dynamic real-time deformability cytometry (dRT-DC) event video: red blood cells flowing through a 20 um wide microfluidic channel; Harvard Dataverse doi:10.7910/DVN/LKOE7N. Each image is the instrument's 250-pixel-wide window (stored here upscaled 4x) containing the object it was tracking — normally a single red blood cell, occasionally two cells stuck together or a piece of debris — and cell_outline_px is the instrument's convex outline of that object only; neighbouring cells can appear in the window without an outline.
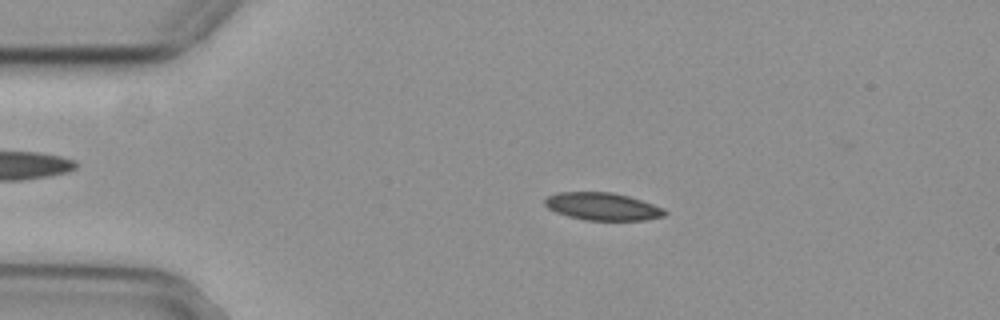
{"species": "common noctule bat (a hibernating species)", "species_latin": "Nyctalus noctula", "temperature_condition": "cold", "stored_images_in_passage": 55, "camera_frame_rate_fps": 3000, "um_per_image_px": 0.085, "animal": {"sex": "female", "body_mass_g": 29.2, "forearm_length_mm": 56.3}, "frame": {"image": 1, "passage_image": 11, "time_ms": 3.333, "image_size_px": [1000, 320], "cell_outline_px": [[668, 212], [664, 216], [644, 220], [584, 220], [568, 216], [556, 212], [548, 208], [544, 204], [544, 200], [548, 196], [556, 192], [612, 192], [628, 196], [664, 208]], "centroid_in_image_um": [51.2, 17.55], "position_along_channel_um": 33.8, "area_um2": 19.25}}
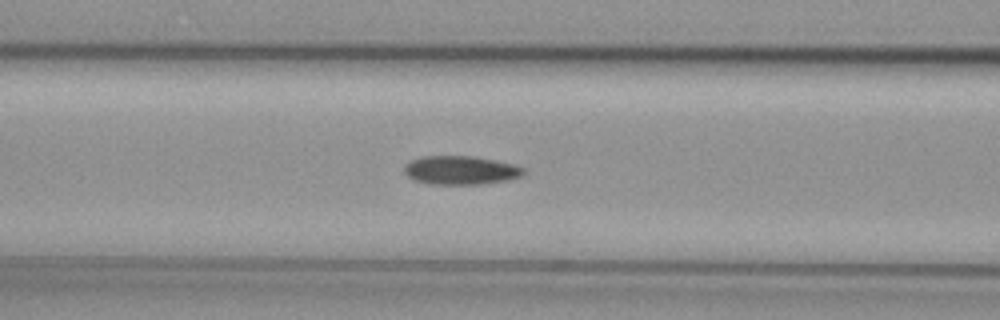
{"frame": {"image": 2, "passage_image": 22, "time_ms": 7.0, "image_size_px": [1000, 320], "cell_outline_px": [[524, 176], [508, 180], [480, 184], [428, 184], [412, 180], [404, 172], [404, 164], [412, 160], [424, 156], [476, 156], [516, 164], [524, 168]], "centroid_in_image_um": [39.18, 14.47], "position_along_channel_um": 127.4, "area_um2": 20.23}}
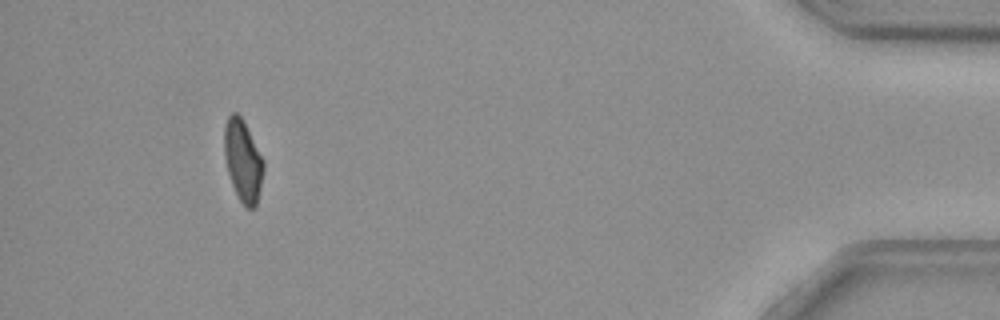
{"frame": {"image": 3, "passage_image": 51, "time_ms": 16.667, "image_size_px": [1000, 320], "cell_outline_px": [[264, 168], [260, 188], [256, 204], [252, 208], [248, 208], [240, 200], [232, 184], [228, 172], [224, 156], [224, 128], [228, 116], [232, 112], [236, 112], [240, 116], [264, 160]], "centroid_in_image_um": [20.63, 13.64], "position_along_channel_um": 414.6, "area_um2": 18.26}, "authors_computed_cell_mechanics": {"area_um2": 19.5942, "velocity_mm_per_s": 3.7043, "shape_relaxation_time_tau1_ms": 10.9363, "shape_relaxation_time_tau2_ms": 7.6276, "deformation_change_tau1": 0.1907, "deformation_change_tau2": 0.1092}}